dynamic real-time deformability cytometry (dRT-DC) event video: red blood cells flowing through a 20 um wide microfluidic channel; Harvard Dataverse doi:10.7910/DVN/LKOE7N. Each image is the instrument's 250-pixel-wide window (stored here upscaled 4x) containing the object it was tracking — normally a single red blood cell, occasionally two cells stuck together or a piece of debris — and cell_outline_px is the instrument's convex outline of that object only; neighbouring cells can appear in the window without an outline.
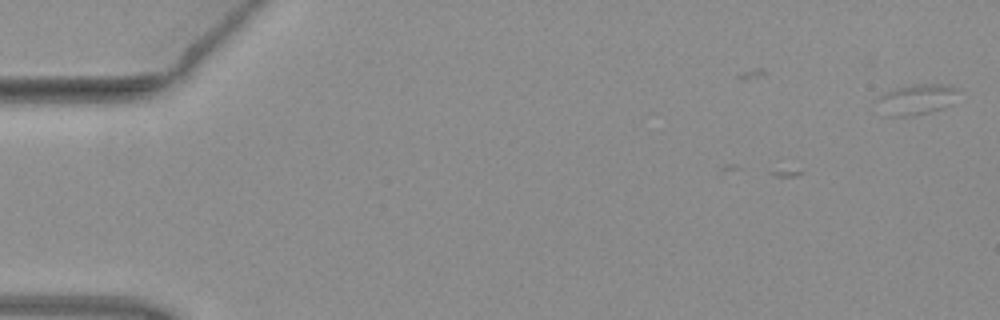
{"species": "common noctule bat (a hibernating species)", "species_latin": "Nyctalus noctula", "temperature_condition": "warm", "stored_images_in_passage": 2, "camera_frame_rate_fps": 3000, "um_per_image_px": 0.085, "animal": {"sex": "female", "body_mass_g": 19.3, "forearm_length_mm": 54.1}, "frame": {"image": 1, "passage_image": 2, "time_ms": 0.333, "image_size_px": [1000, 320], "cell_outline_px": [[960, 88], [952, 104], [944, 108], [912, 116], [880, 116], [872, 104], [884, 92], [896, 88], [912, 84], [948, 84]], "centroid_in_image_um": [77.81, 8.47], "position_along_channel_um": 7.2, "area_um2": 15.2}}